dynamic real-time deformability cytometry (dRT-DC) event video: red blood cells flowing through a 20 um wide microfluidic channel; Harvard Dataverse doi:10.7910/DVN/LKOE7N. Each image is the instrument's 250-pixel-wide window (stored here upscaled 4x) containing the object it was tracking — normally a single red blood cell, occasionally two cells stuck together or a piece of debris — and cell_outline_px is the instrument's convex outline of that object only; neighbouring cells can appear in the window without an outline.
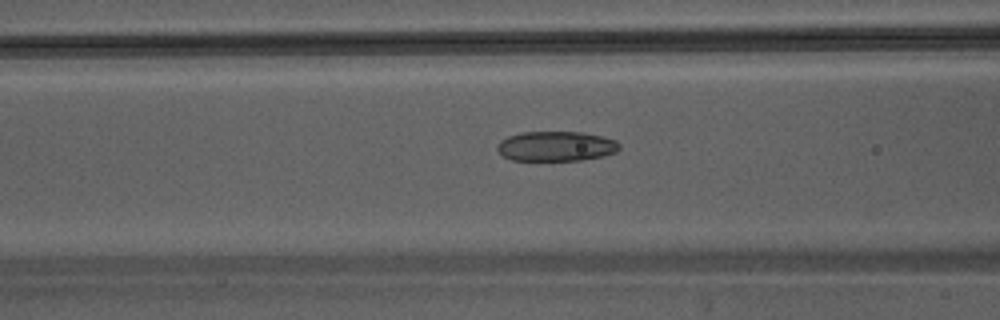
{"species": "Egyptian fruit bat (a non-hibernating species)", "species_latin": "Rousettus aegyptiacus", "temperature_condition": "warm", "stored_images_in_passage": 45, "camera_frame_rate_fps": 3000, "um_per_image_px": 0.085, "animal": {"sex": "male"}, "frame": {"image": 1, "passage_image": 19, "time_ms": 6.0, "image_size_px": [1000, 320], "cell_outline_px": [[620, 148], [616, 152], [604, 156], [580, 160], [512, 160], [504, 156], [496, 148], [500, 140], [508, 136], [520, 132], [580, 132], [604, 136], [616, 140], [620, 144]], "centroid_in_image_um": [47.29, 12.42], "position_along_channel_um": 119.3, "area_um2": 21.33}}
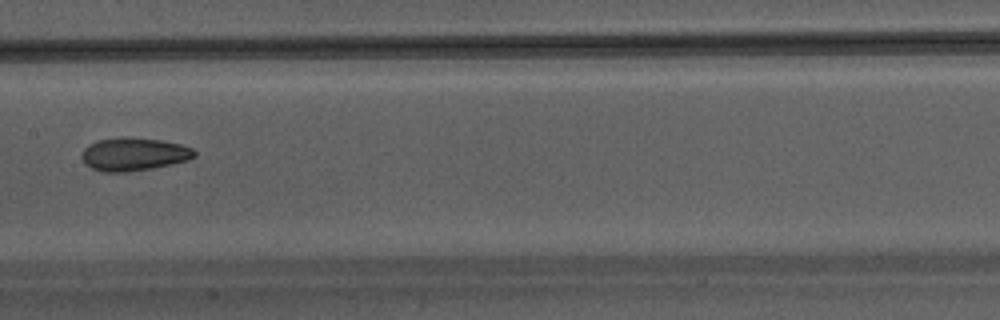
{"frame": {"image": 2, "passage_image": 24, "time_ms": 7.667, "image_size_px": [1000, 320], "cell_outline_px": [[196, 156], [188, 160], [152, 168], [124, 172], [104, 172], [92, 168], [84, 164], [80, 156], [84, 148], [88, 144], [96, 140], [160, 140], [180, 144], [192, 148], [196, 152]], "centroid_in_image_um": [11.36, 13.15], "position_along_channel_um": 196.0, "area_um2": 20.92}}
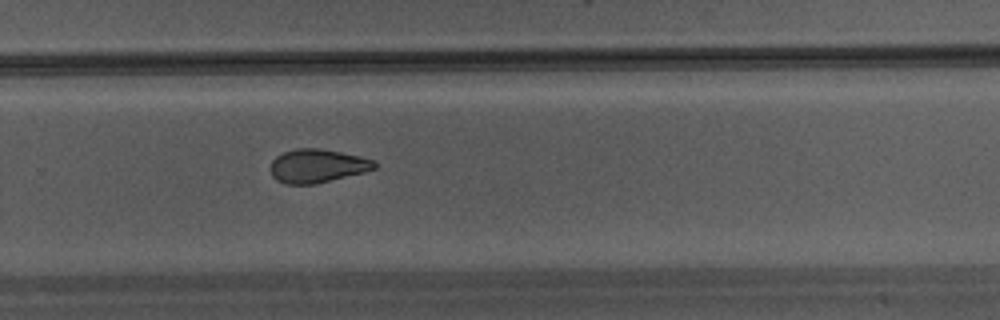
{"frame": {"image": 3, "passage_image": 31, "time_ms": 10.0, "image_size_px": [1000, 320], "cell_outline_px": [[376, 168], [364, 172], [312, 184], [288, 184], [276, 180], [272, 176], [272, 160], [276, 156], [284, 152], [296, 148], [320, 148], [360, 156], [372, 160], [376, 164]], "centroid_in_image_um": [26.95, 14.09], "position_along_channel_um": 302.8, "area_um2": 20.0}}